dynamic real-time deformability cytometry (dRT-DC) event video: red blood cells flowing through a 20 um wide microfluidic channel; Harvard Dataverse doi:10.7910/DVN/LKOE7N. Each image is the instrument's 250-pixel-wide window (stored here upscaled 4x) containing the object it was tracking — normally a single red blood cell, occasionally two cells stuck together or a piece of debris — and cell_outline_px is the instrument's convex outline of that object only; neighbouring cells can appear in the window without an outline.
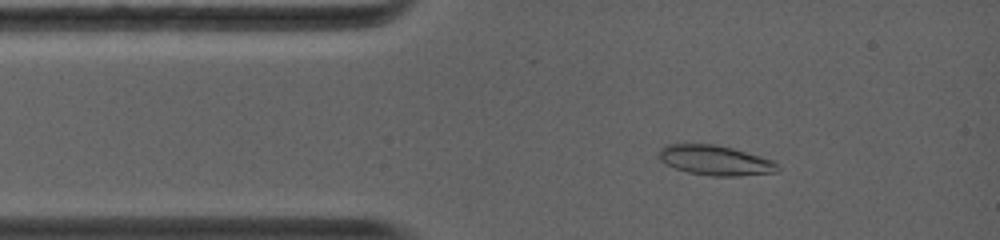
{"species": "common noctule bat (a hibernating species)", "species_latin": "Nyctalus noctula", "temperature_condition": "warm", "stored_images_in_passage": 2, "camera_frame_rate_fps": 5000, "um_per_image_px": 0.085, "animal": {"sex": "female", "body_mass_g": 19.0, "forearm_length_mm": 56.7}, "frame": {"image": 1, "passage_image": 1, "time_ms": 0.0, "image_size_px": [1000, 240], "cell_outline_px": [[780, 168], [776, 172], [736, 176], [712, 176], [688, 172], [676, 168], [660, 160], [660, 148], [668, 144], [716, 144], [732, 148], [772, 160]], "centroid_in_image_um": [60.79, 13.62], "position_along_channel_um": 24.2, "area_um2": 20.35}}